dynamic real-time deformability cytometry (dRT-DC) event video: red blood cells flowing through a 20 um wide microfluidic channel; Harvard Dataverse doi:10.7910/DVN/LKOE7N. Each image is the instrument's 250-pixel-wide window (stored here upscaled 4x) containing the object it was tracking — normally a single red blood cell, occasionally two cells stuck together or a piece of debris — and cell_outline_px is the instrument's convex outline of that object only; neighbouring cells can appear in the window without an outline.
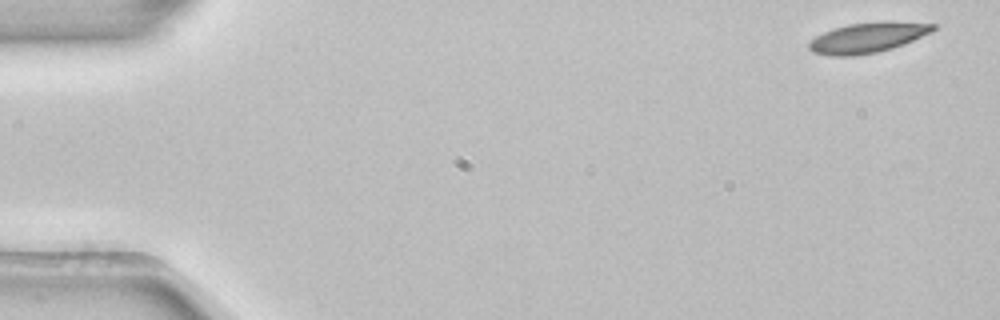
{"species": "common noctule bat (a hibernating species)", "species_latin": "Nyctalus noctula", "temperature_condition": "room temperature", "stored_images_in_passage": 3, "camera_frame_rate_fps": 3000, "um_per_image_px": 0.085, "animal": {"sex": "female", "body_mass_g": 22.7, "forearm_length_mm": 54.2}, "frame": {"image": 1, "passage_image": 1, "time_ms": 0.0, "image_size_px": [1000, 320], "cell_outline_px": [[936, 28], [932, 32], [904, 44], [892, 48], [876, 52], [852, 56], [832, 56], [812, 52], [808, 48], [808, 44], [816, 36], [824, 32], [848, 24], [880, 20], [884, 20], [936, 24]], "centroid_in_image_um": [73.78, 3.18], "position_along_channel_um": 11.2, "area_um2": 21.96}}
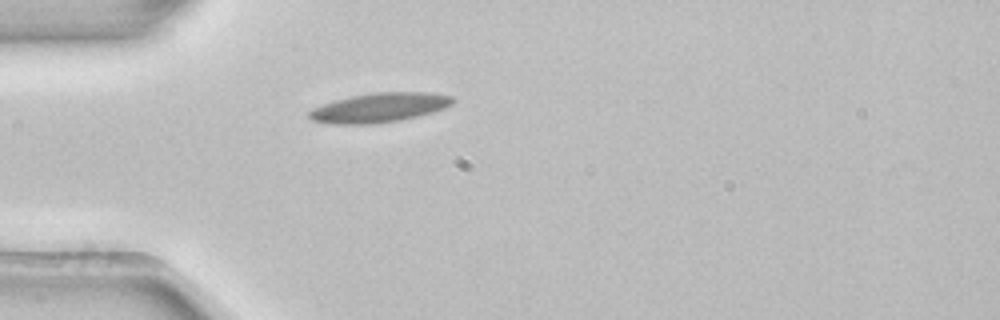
{"frame": {"image": 2, "passage_image": 3, "time_ms": 0.667, "image_size_px": [1000, 320], "cell_outline_px": [[456, 100], [452, 104], [444, 108], [432, 112], [400, 120], [372, 124], [328, 124], [312, 120], [308, 116], [308, 112], [312, 108], [336, 100], [352, 96], [372, 92], [432, 92], [452, 96]], "centroid_in_image_um": [32.25, 9.14], "position_along_channel_um": 52.7, "area_um2": 24.62}}